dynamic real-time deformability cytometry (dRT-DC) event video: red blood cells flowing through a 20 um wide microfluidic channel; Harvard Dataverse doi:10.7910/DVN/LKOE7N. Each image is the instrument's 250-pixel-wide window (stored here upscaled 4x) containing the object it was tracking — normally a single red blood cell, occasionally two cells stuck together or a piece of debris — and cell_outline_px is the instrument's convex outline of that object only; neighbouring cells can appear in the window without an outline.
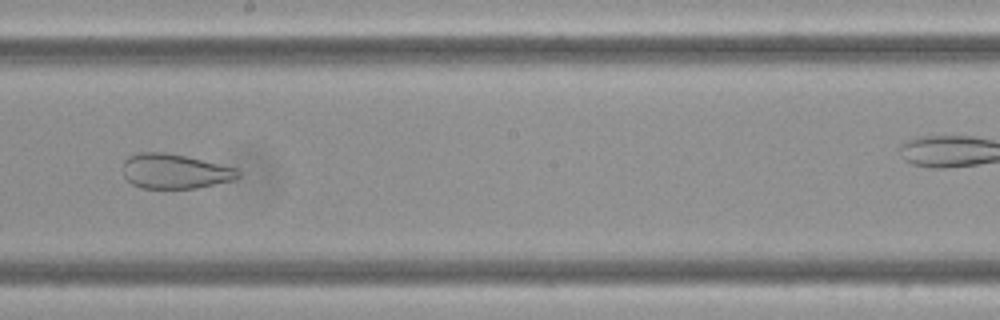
{"species": "Egyptian fruit bat (a non-hibernating species)", "species_latin": "Rousettus aegyptiacus", "temperature_condition": "cold", "stored_images_in_passage": 17, "camera_frame_rate_fps": 3000, "um_per_image_px": 0.085, "frame": {"image": 1, "passage_image": 10, "time_ms": 3.0, "image_size_px": [1000, 320], "cell_outline_px": [[240, 176], [236, 180], [196, 188], [140, 188], [132, 184], [124, 176], [124, 160], [128, 156], [136, 152], [164, 152], [184, 156], [236, 168], [240, 172]], "centroid_in_image_um": [14.85, 14.56], "position_along_channel_um": 233.3, "area_um2": 23.29}}